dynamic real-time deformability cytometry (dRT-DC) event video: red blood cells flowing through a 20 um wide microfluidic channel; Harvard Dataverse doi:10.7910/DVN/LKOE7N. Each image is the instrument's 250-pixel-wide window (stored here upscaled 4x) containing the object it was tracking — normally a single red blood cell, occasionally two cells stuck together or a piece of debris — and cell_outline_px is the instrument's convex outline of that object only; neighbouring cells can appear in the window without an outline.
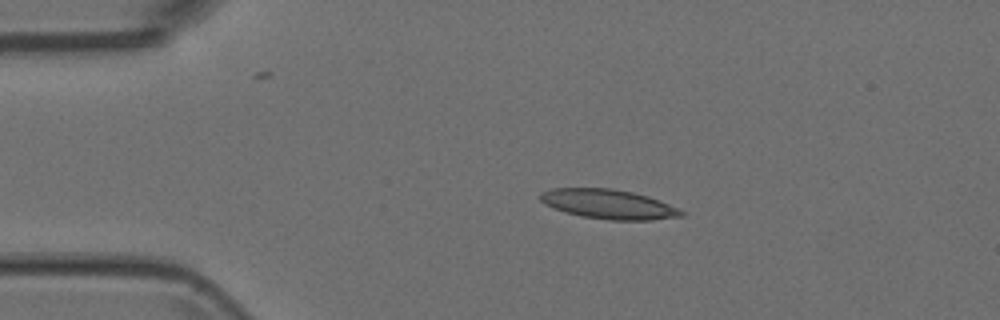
{"species": "Egyptian fruit bat (a non-hibernating species)", "species_latin": "Rousettus aegyptiacus", "temperature_condition": "room temperature", "stored_images_in_passage": 3, "camera_frame_rate_fps": 3000, "um_per_image_px": 0.085, "animal": {"sex": "female"}, "frame": {"image": 1, "passage_image": 2, "time_ms": 0.333, "image_size_px": [1000, 320], "cell_outline_px": [[684, 216], [652, 220], [608, 220], [580, 216], [564, 212], [544, 204], [540, 200], [540, 192], [552, 188], [612, 188], [632, 192], [648, 196], [668, 204], [684, 212]], "centroid_in_image_um": [51.69, 17.35], "position_along_channel_um": 33.3, "area_um2": 24.28}}